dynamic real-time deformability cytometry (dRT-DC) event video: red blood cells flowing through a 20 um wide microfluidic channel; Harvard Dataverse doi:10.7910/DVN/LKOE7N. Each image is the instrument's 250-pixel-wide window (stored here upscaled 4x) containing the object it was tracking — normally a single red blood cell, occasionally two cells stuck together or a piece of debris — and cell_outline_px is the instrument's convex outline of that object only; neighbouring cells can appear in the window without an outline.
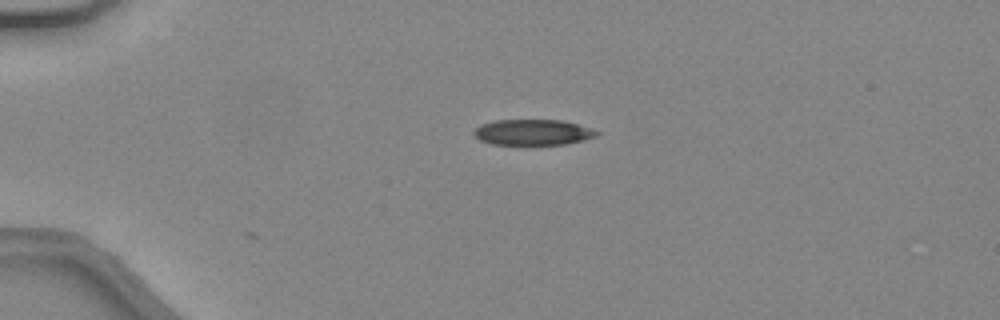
{"species": "common noctule bat (a hibernating species)", "species_latin": "Nyctalus noctula", "temperature_condition": "warm", "stored_images_in_passage": 3, "camera_frame_rate_fps": 3000, "um_per_image_px": 0.085, "animal": {"sex": "female", "body_mass_g": 24.6, "forearm_length_mm": 56.2}, "frame": {"image": 1, "passage_image": 1, "time_ms": 0.0, "image_size_px": [1000, 320], "cell_outline_px": [[600, 132], [596, 136], [584, 140], [564, 144], [532, 148], [528, 148], [492, 144], [480, 140], [472, 132], [480, 124], [496, 120], [564, 120]], "centroid_in_image_um": [45.25, 11.3], "position_along_channel_um": 39.8, "area_um2": 19.31}}